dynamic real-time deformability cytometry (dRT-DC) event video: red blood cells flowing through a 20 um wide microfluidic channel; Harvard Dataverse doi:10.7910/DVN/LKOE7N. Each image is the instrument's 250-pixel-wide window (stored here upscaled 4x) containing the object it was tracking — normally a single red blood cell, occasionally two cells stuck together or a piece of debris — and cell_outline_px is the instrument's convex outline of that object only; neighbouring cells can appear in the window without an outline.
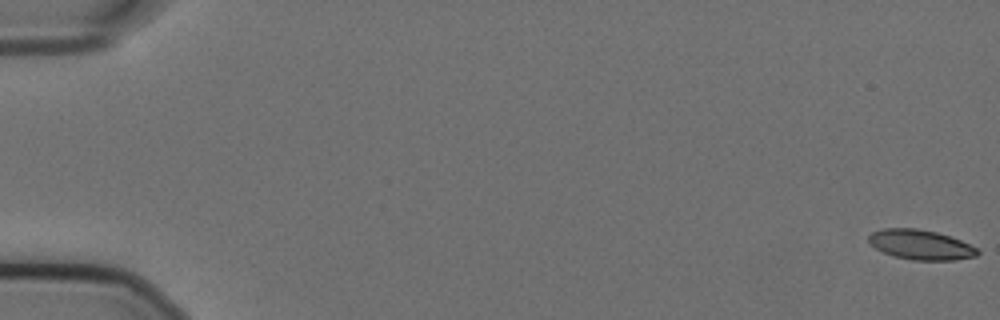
{"species": "Egyptian fruit bat (a non-hibernating species)", "species_latin": "Rousettus aegyptiacus", "temperature_condition": "cold", "stored_images_in_passage": 58, "camera_frame_rate_fps": 3000, "um_per_image_px": 0.085, "animal": {"sex": "female"}, "frame": {"image": 1, "passage_image": 1, "time_ms": 0.0, "image_size_px": [1000, 320], "cell_outline_px": [[980, 252], [976, 256], [956, 260], [912, 260], [892, 256], [876, 248], [868, 240], [868, 236], [872, 232], [884, 228], [916, 228], [936, 232], [960, 240], [976, 248]], "centroid_in_image_um": [78.24, 20.8], "position_along_channel_um": 6.8, "area_um2": 18.79}}
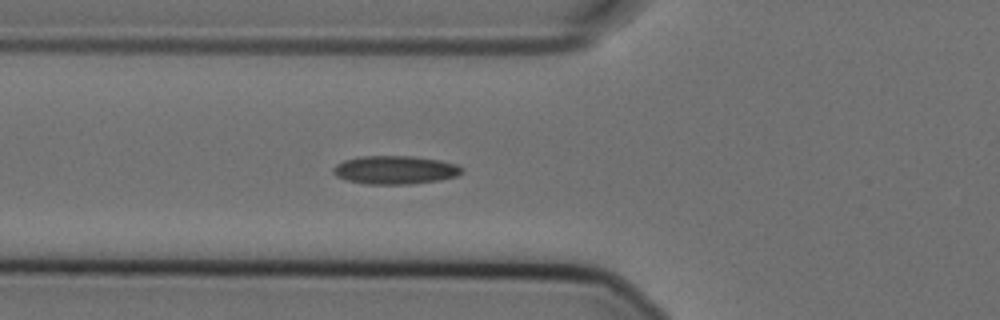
{"frame": {"image": 2, "passage_image": 22, "time_ms": 7.0, "image_size_px": [1000, 320], "cell_outline_px": [[464, 172], [456, 176], [440, 180], [408, 184], [364, 184], [344, 180], [336, 176], [332, 172], [332, 168], [336, 164], [344, 160], [360, 156], [412, 156], [440, 160], [456, 164], [464, 168]], "centroid_in_image_um": [33.56, 14.44], "position_along_channel_um": 92.2, "area_um2": 21.5}}
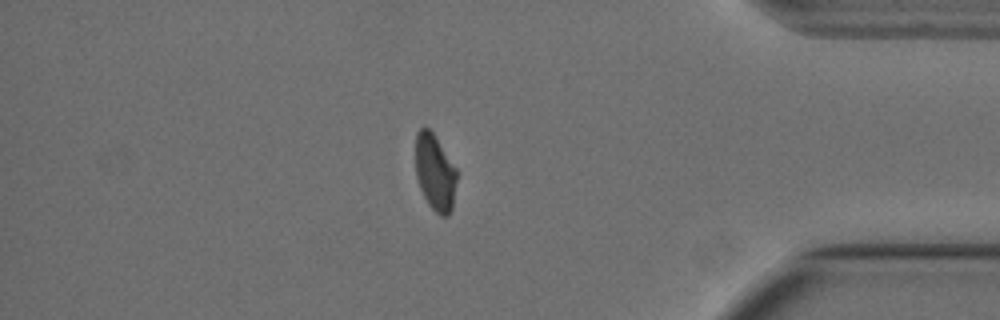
{"frame": {"image": 3, "passage_image": 50, "time_ms": 16.333, "image_size_px": [1000, 320], "cell_outline_px": [[456, 180], [452, 208], [448, 216], [440, 216], [428, 204], [420, 188], [416, 176], [416, 132], [420, 128], [428, 128], [432, 132], [456, 168]], "centroid_in_image_um": [36.96, 14.67], "position_along_channel_um": 398.2, "area_um2": 18.09}}